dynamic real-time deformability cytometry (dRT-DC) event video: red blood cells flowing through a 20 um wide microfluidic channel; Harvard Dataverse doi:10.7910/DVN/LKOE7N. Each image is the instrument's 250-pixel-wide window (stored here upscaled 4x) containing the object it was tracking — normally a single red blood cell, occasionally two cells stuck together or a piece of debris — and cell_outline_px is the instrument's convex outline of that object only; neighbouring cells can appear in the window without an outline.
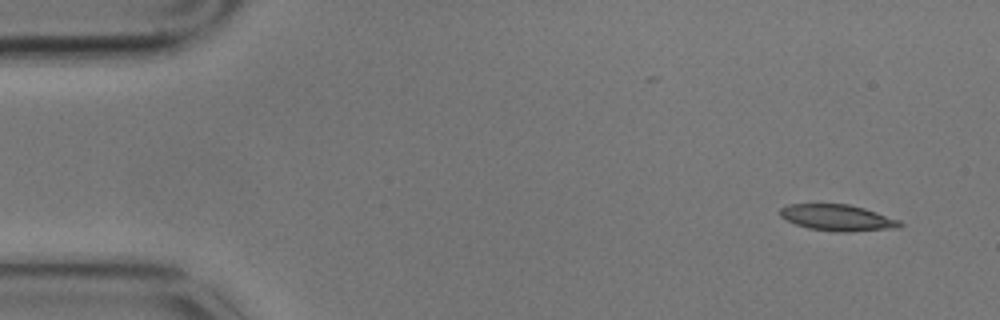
{"species": "common noctule bat (a hibernating species)", "species_latin": "Nyctalus noctula", "temperature_condition": "cold", "stored_images_in_passage": 6, "camera_frame_rate_fps": 3000, "um_per_image_px": 0.085, "animal": {"sex": "male", "body_mass_g": 17.9}, "frame": {"image": 1, "passage_image": 1, "time_ms": 0.0, "image_size_px": [1000, 320], "cell_outline_px": [[904, 224], [900, 228], [848, 232], [836, 232], [808, 228], [796, 224], [780, 216], [780, 208], [788, 204], [848, 204], [864, 208], [900, 220]], "centroid_in_image_um": [71.22, 18.51], "position_along_channel_um": 13.8, "area_um2": 18.38}}
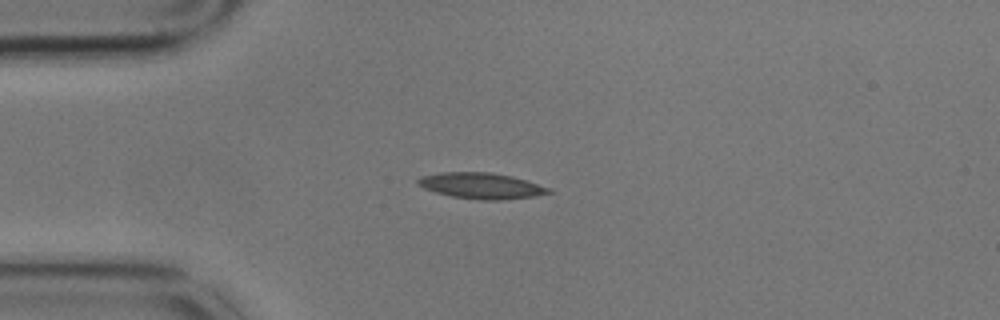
{"frame": {"image": 2, "passage_image": 4, "time_ms": 1.0, "image_size_px": [1000, 320], "cell_outline_px": [[552, 192], [532, 196], [500, 200], [480, 200], [452, 196], [436, 192], [424, 188], [416, 184], [416, 180], [420, 176], [440, 172], [488, 172], [512, 176], [552, 188]], "centroid_in_image_um": [40.88, 15.78], "position_along_channel_um": 44.1, "area_um2": 19.71}}